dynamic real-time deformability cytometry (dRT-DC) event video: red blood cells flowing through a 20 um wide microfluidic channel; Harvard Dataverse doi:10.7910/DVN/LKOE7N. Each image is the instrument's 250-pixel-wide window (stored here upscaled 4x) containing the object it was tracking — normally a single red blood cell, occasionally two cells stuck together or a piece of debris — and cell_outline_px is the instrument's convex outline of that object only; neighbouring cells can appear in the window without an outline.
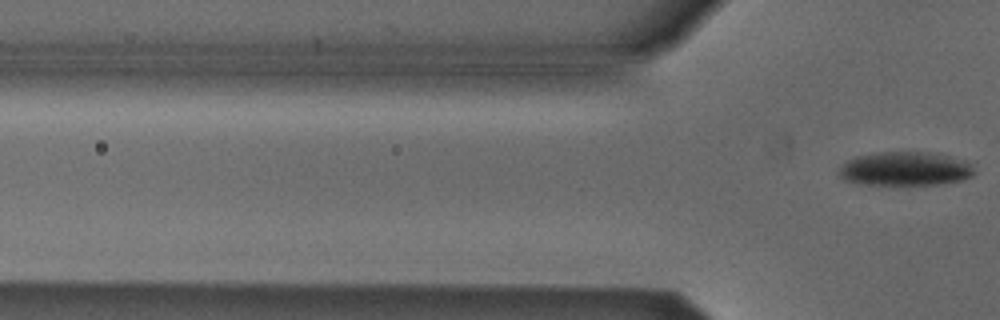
{"species": "Egyptian fruit bat (a non-hibernating species)", "species_latin": "Rousettus aegyptiacus", "temperature_condition": "cold", "stored_images_in_passage": 6, "segment_of_instrument_passage": [2, 2], "camera_frame_rate_fps": 3000, "um_per_image_px": 0.085, "animal": {"sex": "male"}, "frame": {"image": 1, "passage_image": 6, "time_ms": 1.667, "image_size_px": [1000, 320], "cell_outline_px": [[976, 172], [972, 176], [964, 180], [936, 184], [860, 184], [844, 180], [840, 176], [840, 168], [848, 160], [856, 156], [884, 152], [936, 152], [968, 160], [972, 164]], "centroid_in_image_um": [77.03, 14.33], "position_along_channel_um": 48.8, "area_um2": 26.88}}